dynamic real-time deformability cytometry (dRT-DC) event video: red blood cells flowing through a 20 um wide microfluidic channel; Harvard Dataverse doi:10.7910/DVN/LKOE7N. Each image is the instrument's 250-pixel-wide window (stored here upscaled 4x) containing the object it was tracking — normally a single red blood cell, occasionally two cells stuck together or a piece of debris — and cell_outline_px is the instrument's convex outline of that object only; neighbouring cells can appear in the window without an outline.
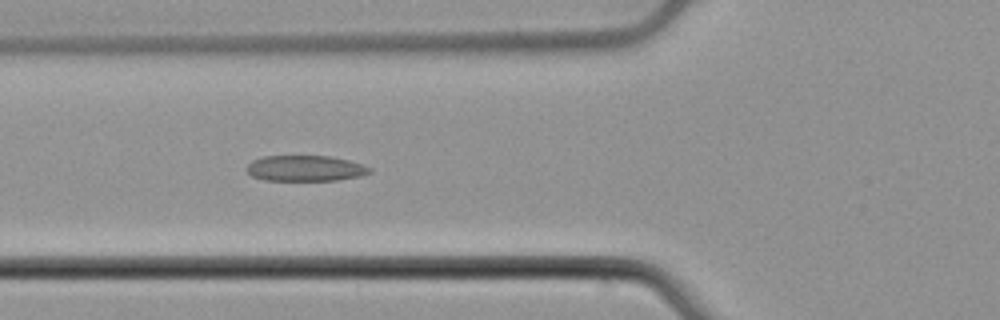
{"species": "common noctule bat (a hibernating species)", "species_latin": "Nyctalus noctula", "temperature_condition": "cold", "stored_images_in_passage": 46, "camera_frame_rate_fps": 3000, "um_per_image_px": 0.085, "animal": {"sex": "male", "body_mass_g": 21.5, "forearm_length_mm": 52.0}, "frame": {"image": 1, "passage_image": 12, "time_ms": 3.667, "image_size_px": [1000, 320], "cell_outline_px": [[372, 172], [360, 176], [336, 180], [264, 180], [252, 176], [248, 172], [248, 164], [252, 160], [264, 156], [328, 156], [348, 160], [364, 164], [372, 168]], "centroid_in_image_um": [25.98, 14.3], "position_along_channel_um": 99.8, "area_um2": 18.38}}
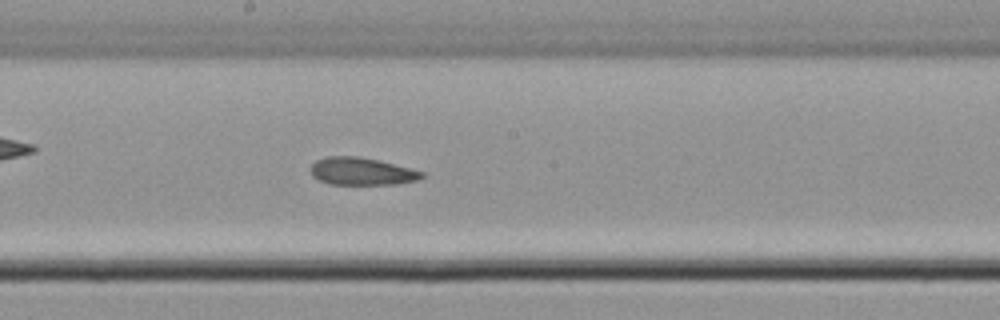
{"frame": {"image": 2, "passage_image": 21, "time_ms": 6.667, "image_size_px": [1000, 320], "cell_outline_px": [[424, 176], [416, 180], [396, 184], [328, 184], [312, 176], [312, 164], [316, 160], [328, 156], [356, 156], [376, 160], [424, 172]], "centroid_in_image_um": [30.71, 14.57], "position_along_channel_um": 217.5, "area_um2": 17.46}}
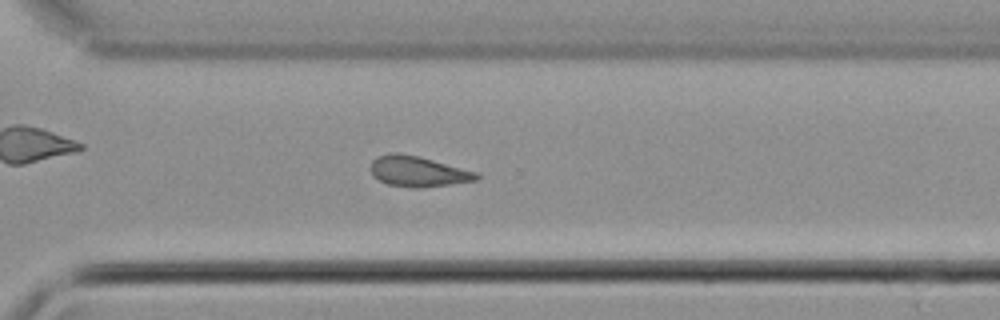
{"frame": {"image": 3, "passage_image": 30, "time_ms": 9.667, "image_size_px": [1000, 320], "cell_outline_px": [[480, 176], [476, 180], [424, 188], [412, 188], [388, 184], [372, 176], [372, 160], [380, 156], [392, 152], [396, 152], [420, 156], [476, 172]], "centroid_in_image_um": [35.52, 14.57], "position_along_channel_um": 335.1, "area_um2": 18.67}, "authors_computed_cell_mechanics": {"area_um2": 18.5538, "velocity_mm_per_s": 3.916, "shape_relaxation_time_tau1_ms": null, "shape_relaxation_time_tau2_ms": 3.8958, "deformation_change_tau1": null, "deformation_change_tau2": 0.1139}}